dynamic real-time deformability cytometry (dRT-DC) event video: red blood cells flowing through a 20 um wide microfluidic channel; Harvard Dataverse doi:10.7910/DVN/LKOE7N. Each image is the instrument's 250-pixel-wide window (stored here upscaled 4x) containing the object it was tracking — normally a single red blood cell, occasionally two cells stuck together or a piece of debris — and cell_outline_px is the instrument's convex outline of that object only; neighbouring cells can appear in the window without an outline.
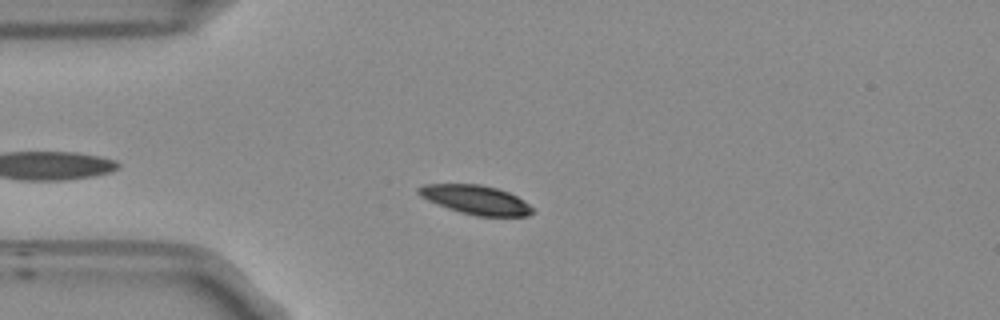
{"species": "Egyptian fruit bat (a non-hibernating species)", "species_latin": "Rousettus aegyptiacus", "temperature_condition": "room temperature", "stored_images_in_passage": 45, "camera_frame_rate_fps": 3000, "um_per_image_px": 0.085, "frame": {"image": 1, "passage_image": 8, "time_ms": 2.333, "image_size_px": [1000, 320], "cell_outline_px": [[536, 212], [528, 216], [476, 216], [460, 212], [436, 204], [420, 196], [416, 192], [416, 188], [424, 184], [480, 184], [496, 188], [508, 192], [524, 200]], "centroid_in_image_um": [40.43, 16.98], "position_along_channel_um": 44.6, "area_um2": 19.36}}
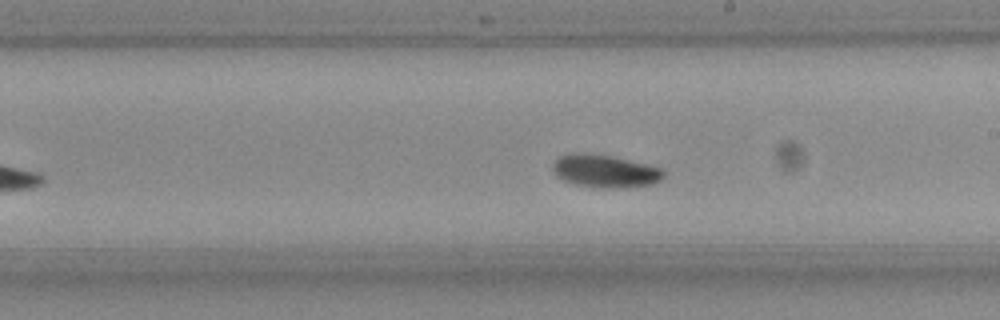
{"frame": {"image": 2, "passage_image": 25, "time_ms": 8.0, "image_size_px": [1000, 320], "cell_outline_px": [[664, 176], [656, 184], [628, 188], [592, 188], [576, 184], [564, 180], [556, 176], [552, 172], [552, 164], [560, 156], [568, 152], [584, 152], [612, 156], [660, 168], [664, 172]], "centroid_in_image_um": [51.39, 14.55], "position_along_channel_um": 237.6, "area_um2": 21.56}}
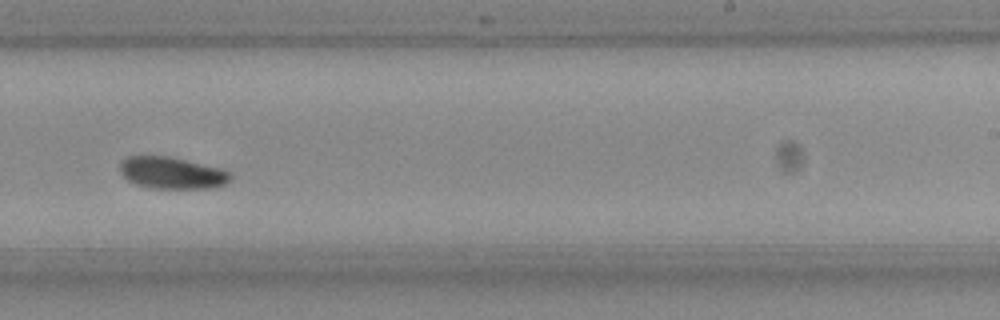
{"frame": {"image": 3, "passage_image": 28, "time_ms": 9.0, "image_size_px": [1000, 320], "cell_outline_px": [[232, 180], [216, 188], [152, 188], [136, 184], [128, 180], [120, 172], [120, 164], [128, 156], [168, 156], [224, 168], [232, 172]], "centroid_in_image_um": [14.69, 14.7], "position_along_channel_um": 274.3, "area_um2": 20.69}, "authors_computed_cell_mechanics": {"area_um2": 20.6346, "velocity_mm_per_s": 3.6998, "shape_relaxation_time_tau1_ms": 1.7936, "shape_relaxation_time_tau2_ms": null, "deformation_change_tau1": 0.0719, "deformation_change_tau2": null}}